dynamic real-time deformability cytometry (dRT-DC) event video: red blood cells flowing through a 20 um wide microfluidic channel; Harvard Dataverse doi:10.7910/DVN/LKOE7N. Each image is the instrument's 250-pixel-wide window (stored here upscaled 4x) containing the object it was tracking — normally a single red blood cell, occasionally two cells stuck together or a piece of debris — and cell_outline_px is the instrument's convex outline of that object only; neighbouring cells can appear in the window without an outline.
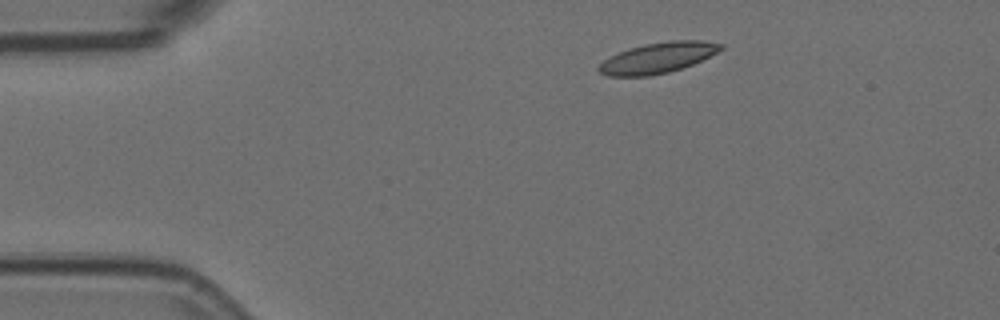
{"species": "Egyptian fruit bat (a non-hibernating species)", "species_latin": "Rousettus aegyptiacus", "temperature_condition": "room temperature", "stored_images_in_passage": 4, "camera_frame_rate_fps": 3000, "um_per_image_px": 0.085, "animal": {"sex": "female"}, "frame": {"image": 1, "passage_image": 1, "time_ms": 0.0, "image_size_px": [1000, 320], "cell_outline_px": [[724, 48], [692, 64], [668, 72], [648, 76], [608, 76], [600, 72], [596, 68], [604, 60], [628, 48], [644, 44], [668, 40], [704, 40], [724, 44]], "centroid_in_image_um": [55.91, 4.9], "position_along_channel_um": 29.1, "area_um2": 21.56}}
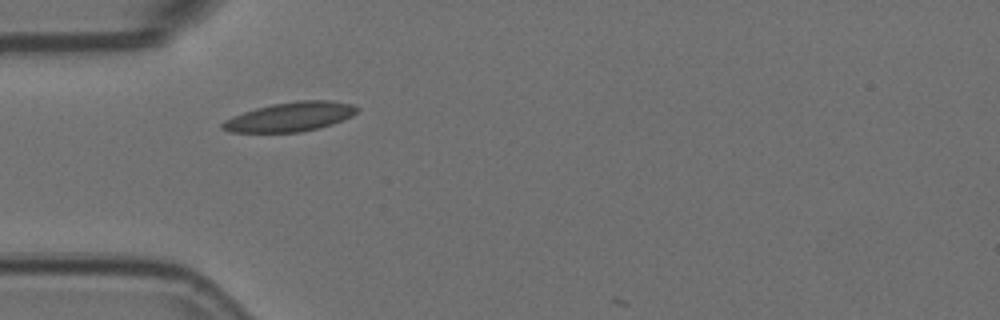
{"frame": {"image": 2, "passage_image": 3, "time_ms": 0.667, "image_size_px": [1000, 320], "cell_outline_px": [[360, 108], [352, 116], [332, 124], [300, 132], [228, 132], [220, 128], [220, 124], [224, 120], [232, 116], [256, 108], [272, 104], [296, 100], [328, 100], [352, 104]], "centroid_in_image_um": [24.64, 9.92], "position_along_channel_um": 60.4, "area_um2": 22.95}}
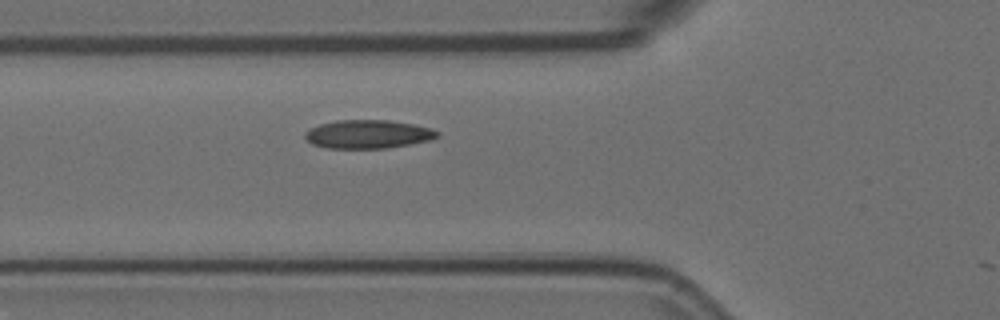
{"frame": {"image": 3, "passage_image": 4, "time_ms": 1.0, "image_size_px": [1000, 320], "cell_outline_px": [[440, 136], [432, 140], [388, 148], [328, 148], [312, 144], [304, 136], [304, 132], [320, 124], [336, 120], [388, 120], [412, 124], [432, 128], [440, 132]], "centroid_in_image_um": [31.32, 11.41], "position_along_channel_um": 94.5, "area_um2": 22.02}}